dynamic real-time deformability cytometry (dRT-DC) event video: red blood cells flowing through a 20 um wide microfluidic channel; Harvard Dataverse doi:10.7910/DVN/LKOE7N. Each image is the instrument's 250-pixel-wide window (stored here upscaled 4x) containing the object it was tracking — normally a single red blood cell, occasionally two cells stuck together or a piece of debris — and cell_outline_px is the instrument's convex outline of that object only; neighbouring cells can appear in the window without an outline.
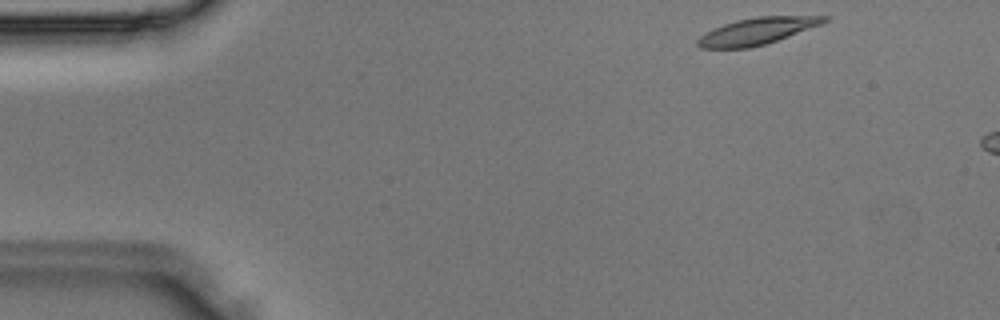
{"species": "Egyptian fruit bat (a non-hibernating species)", "species_latin": "Rousettus aegyptiacus", "temperature_condition": "room temperature", "stored_images_in_passage": 6, "camera_frame_rate_fps": 3000, "um_per_image_px": 0.085, "animal": {"sex": "male"}, "frame": {"image": 1, "passage_image": 1, "time_ms": 0.0, "image_size_px": [1000, 320], "cell_outline_px": [[828, 20], [820, 24], [776, 40], [764, 44], [748, 48], [700, 48], [696, 44], [696, 40], [700, 36], [712, 28], [736, 20], [756, 16], [828, 16]], "centroid_in_image_um": [64.27, 2.64], "position_along_channel_um": 20.7, "area_um2": 19.42}}